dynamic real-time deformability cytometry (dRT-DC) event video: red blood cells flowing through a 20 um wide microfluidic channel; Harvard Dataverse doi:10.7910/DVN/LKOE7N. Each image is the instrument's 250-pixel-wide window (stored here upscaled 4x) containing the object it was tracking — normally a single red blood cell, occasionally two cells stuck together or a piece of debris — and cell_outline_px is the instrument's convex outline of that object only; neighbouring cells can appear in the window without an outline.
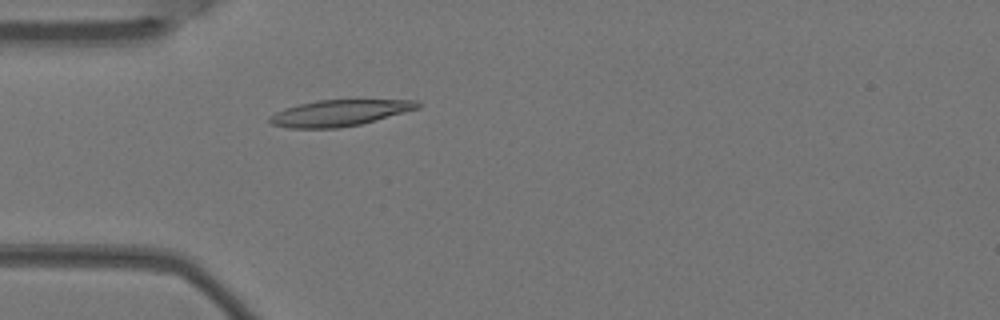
{"species": "Egyptian fruit bat (a non-hibernating species)", "species_latin": "Rousettus aegyptiacus", "temperature_condition": "warm", "stored_images_in_passage": 5, "camera_frame_rate_fps": 3000, "um_per_image_px": 0.085, "animal": {"sex": "female"}, "frame": {"image": 1, "passage_image": 5, "time_ms": 1.333, "image_size_px": [1000, 320], "cell_outline_px": [[420, 108], [360, 124], [340, 128], [288, 128], [272, 124], [268, 120], [268, 116], [284, 108], [316, 100], [416, 100], [420, 104]], "centroid_in_image_um": [28.82, 9.6], "position_along_channel_um": 56.2, "area_um2": 22.48}}